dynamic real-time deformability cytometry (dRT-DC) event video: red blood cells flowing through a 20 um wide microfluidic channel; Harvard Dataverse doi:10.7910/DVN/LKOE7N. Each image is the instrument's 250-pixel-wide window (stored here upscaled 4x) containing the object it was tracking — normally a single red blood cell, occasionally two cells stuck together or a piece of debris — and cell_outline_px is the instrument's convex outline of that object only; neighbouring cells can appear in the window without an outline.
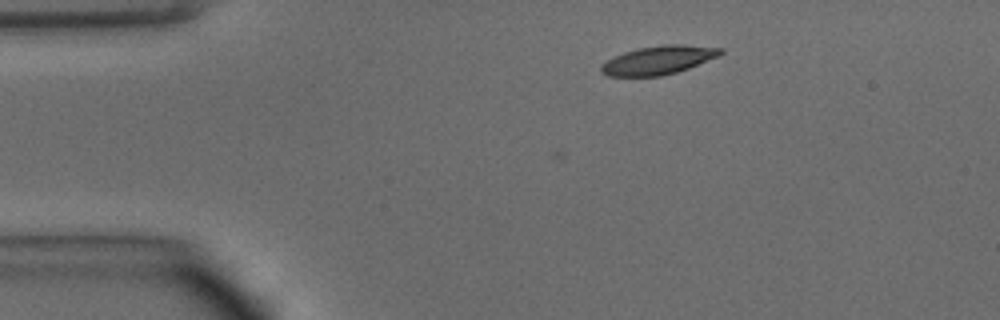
{"species": "common noctule bat (a hibernating species)", "species_latin": "Nyctalus noctula", "temperature_condition": "warm", "stored_images_in_passage": 5, "camera_frame_rate_fps": 3000, "um_per_image_px": 0.085, "animal": {"sex": "male", "body_mass_g": 15.6}, "frame": {"image": 1, "passage_image": 1, "time_ms": 0.0, "image_size_px": [1000, 320], "cell_outline_px": [[724, 52], [720, 56], [688, 68], [676, 72], [660, 76], [608, 76], [600, 72], [600, 64], [624, 52], [640, 48], [664, 44], [684, 44], [724, 48]], "centroid_in_image_um": [56.0, 5.1], "position_along_channel_um": 29.0, "area_um2": 19.88}}